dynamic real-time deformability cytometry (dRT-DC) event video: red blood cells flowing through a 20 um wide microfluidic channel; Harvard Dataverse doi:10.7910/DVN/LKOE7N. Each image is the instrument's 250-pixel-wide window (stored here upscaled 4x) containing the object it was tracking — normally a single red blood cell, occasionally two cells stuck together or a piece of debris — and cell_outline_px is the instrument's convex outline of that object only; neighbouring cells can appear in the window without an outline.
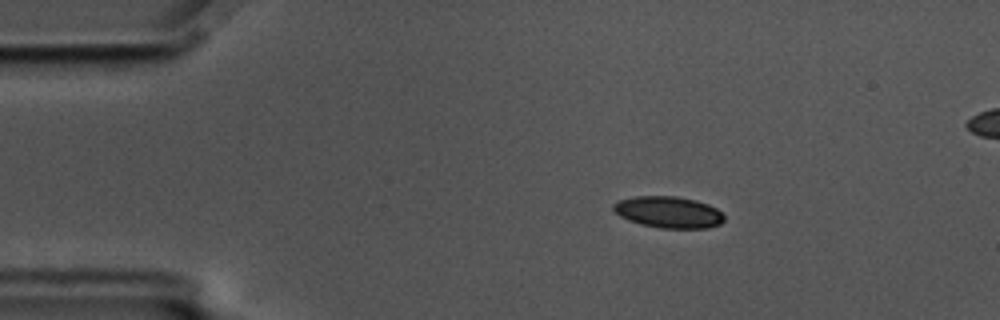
{"species": "common noctule bat (a hibernating species)", "species_latin": "Nyctalus noctula", "temperature_condition": "cold", "stored_images_in_passage": 50, "segment_of_instrument_passage": [1, 2], "camera_frame_rate_fps": 3000, "um_per_image_px": 0.085, "animal": {"sex": "male", "body_mass_g": 17.5, "forearm_length_mm": 52.3}, "frame": {"image": 1, "passage_image": 1, "time_ms": 0.0, "image_size_px": [1000, 320], "cell_outline_px": [[724, 220], [720, 224], [708, 228], [660, 228], [640, 224], [628, 220], [620, 216], [612, 208], [612, 204], [616, 200], [636, 196], [676, 196], [696, 200], [708, 204], [716, 208], [724, 216]], "centroid_in_image_um": [56.8, 18.03], "position_along_channel_um": 28.2, "area_um2": 20.46}}
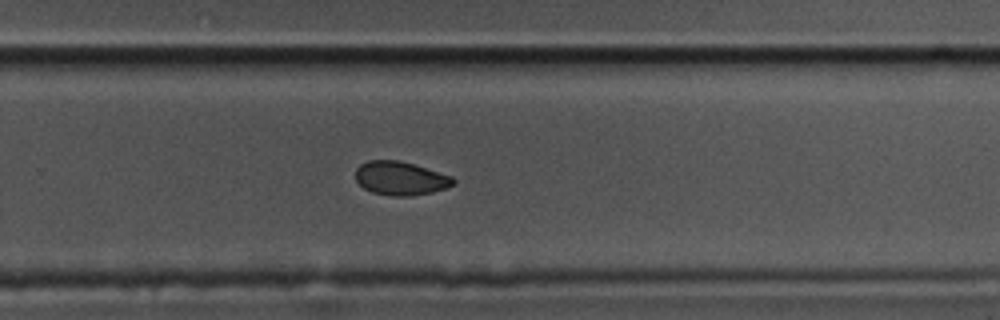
{"frame": {"image": 2, "passage_image": 29, "time_ms": 9.333, "image_size_px": [1000, 320], "cell_outline_px": [[456, 180], [452, 184], [444, 188], [432, 192], [408, 196], [392, 196], [372, 192], [364, 188], [356, 180], [356, 168], [360, 164], [368, 160], [400, 160], [452, 176]], "centroid_in_image_um": [34.01, 15.15], "position_along_channel_um": 295.8, "area_um2": 19.02}}
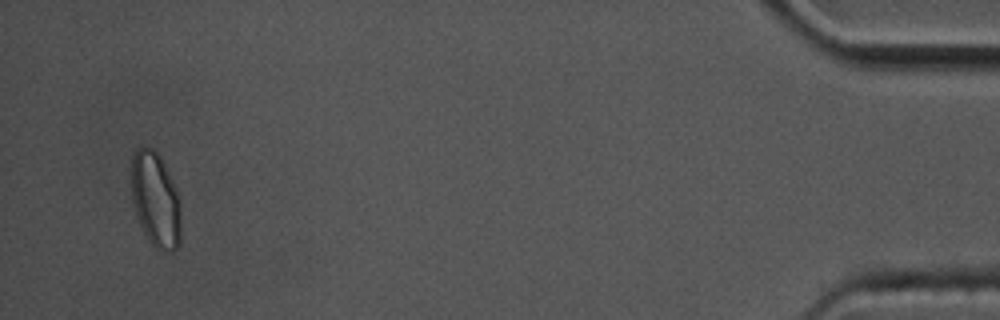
{"frame": {"image": 3, "passage_image": 47, "time_ms": 15.333, "image_size_px": [1000, 320], "cell_outline_px": [[180, 244], [172, 252], [160, 252], [148, 240], [140, 228], [132, 204], [132, 156], [136, 148], [144, 144], [148, 144], [160, 156], [172, 180], [176, 192], [180, 220]], "centroid_in_image_um": [13.18, 16.99], "position_along_channel_um": 422.0, "area_um2": 27.63}}